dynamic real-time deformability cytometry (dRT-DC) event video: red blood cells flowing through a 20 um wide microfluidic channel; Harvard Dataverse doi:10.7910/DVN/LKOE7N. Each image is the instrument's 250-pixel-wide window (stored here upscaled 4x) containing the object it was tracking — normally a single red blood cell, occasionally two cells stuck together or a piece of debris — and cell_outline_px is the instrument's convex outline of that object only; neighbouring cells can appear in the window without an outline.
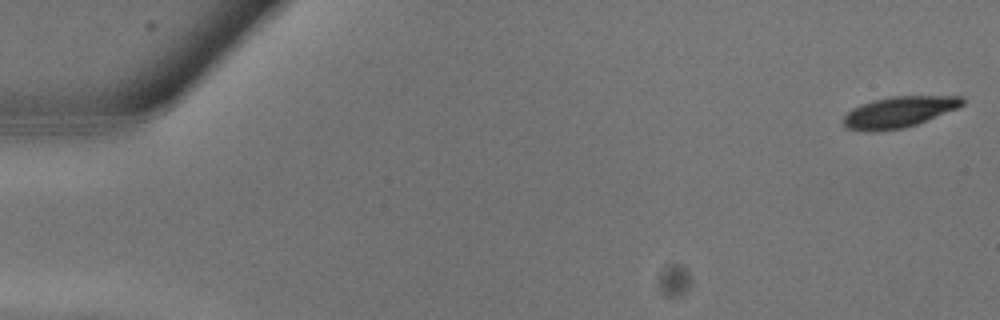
{"species": "common noctule bat (a hibernating species)", "species_latin": "Nyctalus noctula", "temperature_condition": "warm", "stored_images_in_passage": 13, "camera_frame_rate_fps": 3000, "um_per_image_px": 0.085, "animal": {"sex": "male", "body_mass_g": 13.3}, "frame": {"image": 1, "passage_image": 1, "time_ms": 0.0, "image_size_px": [1000, 320], "cell_outline_px": [[964, 104], [960, 108], [916, 124], [904, 128], [876, 132], [864, 132], [848, 128], [844, 124], [844, 116], [852, 108], [872, 100], [892, 96], [964, 96]], "centroid_in_image_um": [76.44, 9.52], "position_along_channel_um": 8.6, "area_um2": 21.68}}
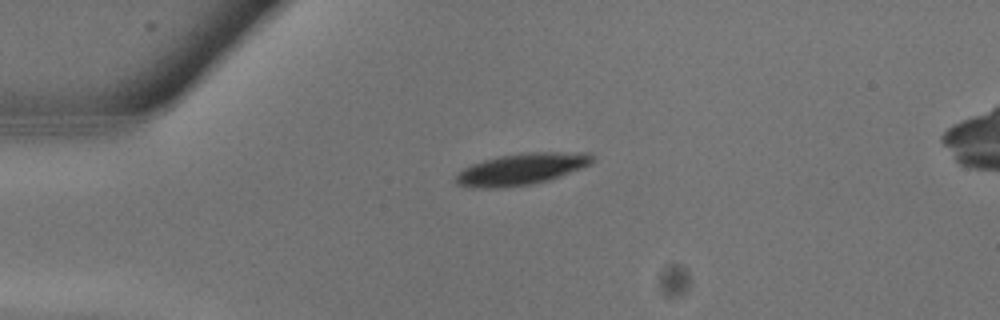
{"frame": {"image": 2, "passage_image": 7, "time_ms": 2.0, "image_size_px": [1000, 320], "cell_outline_px": [[592, 164], [560, 176], [548, 180], [532, 184], [504, 188], [472, 188], [456, 184], [456, 176], [464, 168], [472, 164], [496, 156], [528, 152], [592, 152]], "centroid_in_image_um": [44.33, 14.37], "position_along_channel_um": 40.7, "area_um2": 25.2}}
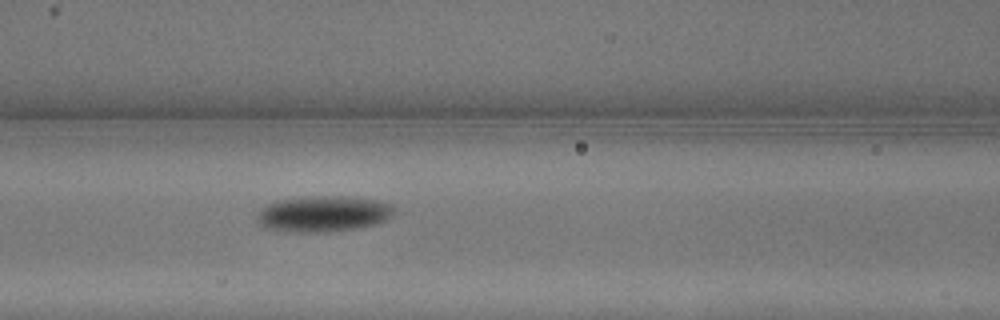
{"frame": {"image": 3, "passage_image": 12, "time_ms": 3.667, "image_size_px": [1000, 320], "cell_outline_px": [[392, 216], [376, 224], [360, 228], [328, 232], [288, 232], [264, 228], [256, 220], [256, 216], [260, 208], [276, 200], [320, 196], [340, 196], [376, 200], [392, 204]], "centroid_in_image_um": [27.43, 18.19], "position_along_channel_um": 139.2, "area_um2": 28.78}}